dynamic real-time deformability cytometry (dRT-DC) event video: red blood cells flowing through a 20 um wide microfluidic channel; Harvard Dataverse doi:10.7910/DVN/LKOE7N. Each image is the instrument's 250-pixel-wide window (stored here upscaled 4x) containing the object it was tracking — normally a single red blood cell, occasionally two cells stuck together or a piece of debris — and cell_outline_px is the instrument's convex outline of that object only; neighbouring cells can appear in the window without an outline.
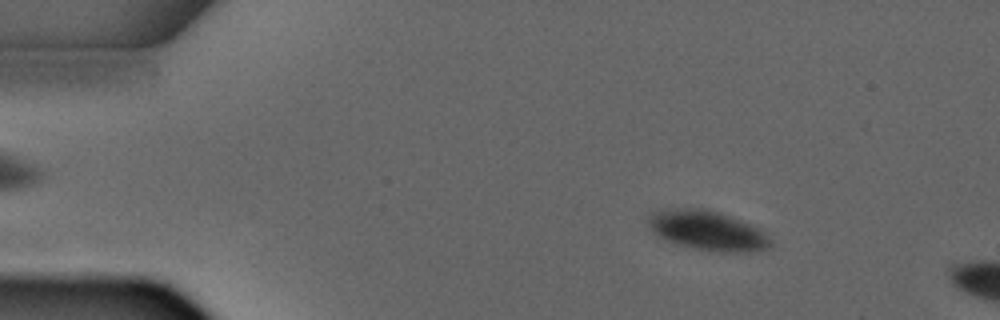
{"species": "common noctule bat (a hibernating species)", "species_latin": "Nyctalus noctula", "temperature_condition": "warm", "stored_images_in_passage": 3, "camera_frame_rate_fps": 3000, "um_per_image_px": 0.085, "animal": {"sex": "male", "forearm_length_mm": 52.5}, "frame": {"image": 1, "passage_image": 1, "time_ms": 0.0, "image_size_px": [1000, 320], "cell_outline_px": [[772, 248], [748, 252], [712, 252], [692, 248], [676, 244], [664, 240], [652, 232], [648, 224], [648, 216], [652, 212], [672, 208], [704, 208], [720, 212], [732, 216], [752, 224], [764, 232], [772, 240]], "centroid_in_image_um": [60.15, 19.6], "position_along_channel_um": 24.8, "area_um2": 28.84}}